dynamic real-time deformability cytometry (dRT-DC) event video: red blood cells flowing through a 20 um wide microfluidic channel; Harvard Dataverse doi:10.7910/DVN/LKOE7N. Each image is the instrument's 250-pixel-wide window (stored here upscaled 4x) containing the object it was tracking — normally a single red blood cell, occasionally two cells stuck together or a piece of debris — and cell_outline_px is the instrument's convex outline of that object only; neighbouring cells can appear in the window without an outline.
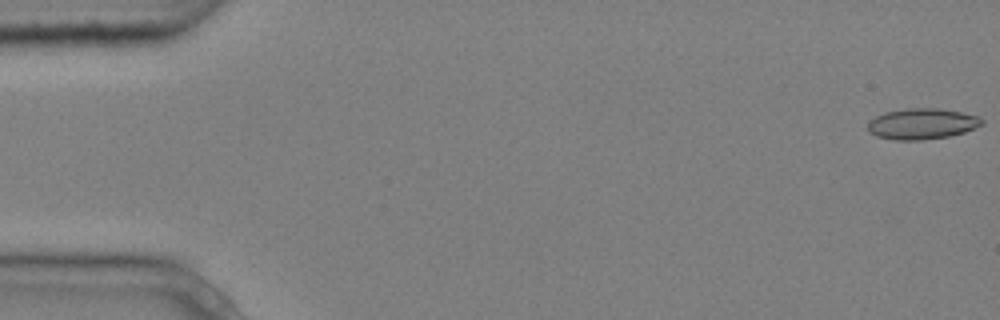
{"species": "common noctule bat (a hibernating species)", "species_latin": "Nyctalus noctula", "temperature_condition": "cold", "stored_images_in_passage": 6, "camera_frame_rate_fps": 3000, "um_per_image_px": 0.085, "animal": {"sex": "male", "body_mass_g": 20.4}, "frame": {"image": 1, "passage_image": 1, "time_ms": 0.0, "image_size_px": [1000, 320], "cell_outline_px": [[984, 124], [964, 132], [948, 136], [920, 140], [896, 140], [876, 136], [868, 132], [868, 120], [884, 112], [908, 108], [940, 108], [960, 112], [976, 116], [984, 120]], "centroid_in_image_um": [78.34, 10.52], "position_along_channel_um": 6.7, "area_um2": 20.52}}
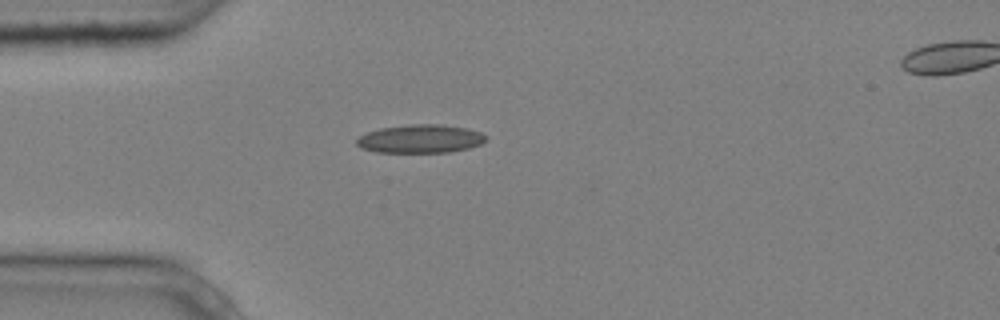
{"frame": {"image": 2, "passage_image": 5, "time_ms": 1.333, "image_size_px": [1000, 320], "cell_outline_px": [[488, 136], [480, 144], [468, 148], [448, 152], [376, 152], [360, 148], [356, 144], [356, 140], [360, 136], [368, 132], [380, 128], [412, 124], [440, 124], [468, 128], [480, 132]], "centroid_in_image_um": [35.72, 11.79], "position_along_channel_um": 49.3, "area_um2": 21.33}}